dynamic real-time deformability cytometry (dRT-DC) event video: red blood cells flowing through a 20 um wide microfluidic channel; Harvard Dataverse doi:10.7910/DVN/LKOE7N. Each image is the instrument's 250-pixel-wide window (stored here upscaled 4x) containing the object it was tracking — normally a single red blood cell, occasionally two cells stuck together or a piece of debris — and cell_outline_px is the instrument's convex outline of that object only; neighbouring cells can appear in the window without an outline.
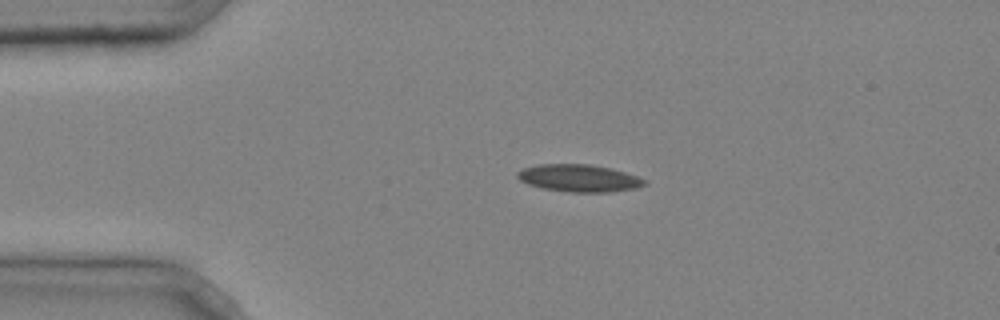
{"species": "common noctule bat (a hibernating species)", "species_latin": "Nyctalus noctula", "temperature_condition": "cold", "stored_images_in_passage": 2, "camera_frame_rate_fps": 3000, "um_per_image_px": 0.085, "animal": {"sex": "male", "body_mass_g": 20.4}, "frame": {"image": 1, "passage_image": 1, "time_ms": 0.0, "image_size_px": [1000, 320], "cell_outline_px": [[648, 184], [636, 188], [608, 192], [568, 192], [544, 188], [528, 184], [520, 180], [516, 176], [516, 172], [524, 168], [540, 164], [588, 164], [612, 168], [648, 180]], "centroid_in_image_um": [49.24, 15.14], "position_along_channel_um": 35.8, "area_um2": 20.23}}